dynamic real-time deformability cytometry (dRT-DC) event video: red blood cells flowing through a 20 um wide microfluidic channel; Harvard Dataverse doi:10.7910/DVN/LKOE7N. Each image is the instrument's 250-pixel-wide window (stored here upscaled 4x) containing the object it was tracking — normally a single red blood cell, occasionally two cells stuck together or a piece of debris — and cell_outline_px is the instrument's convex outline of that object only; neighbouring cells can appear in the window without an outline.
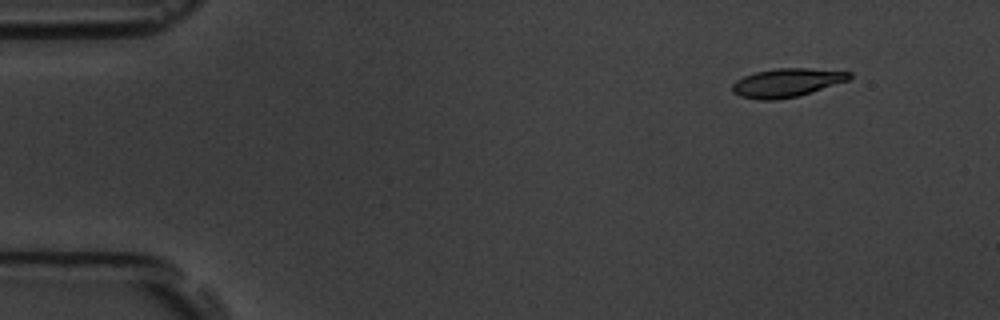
{"species": "common noctule bat (a hibernating species)", "species_latin": "Nyctalus noctula", "temperature_condition": "room temperature", "stored_images_in_passage": 4, "camera_frame_rate_fps": 3000, "um_per_image_px": 0.085, "animal": {"sex": "male", "body_mass_g": 19.5, "forearm_length_mm": 54.6}, "frame": {"image": 1, "passage_image": 1, "time_ms": 0.0, "image_size_px": [1000, 320], "cell_outline_px": [[852, 76], [848, 80], [812, 92], [796, 96], [776, 100], [760, 100], [740, 96], [732, 92], [732, 84], [736, 80], [744, 76], [756, 72], [776, 68], [808, 68], [852, 72]], "centroid_in_image_um": [66.86, 7.03], "position_along_channel_um": 18.1, "area_um2": 19.42}}
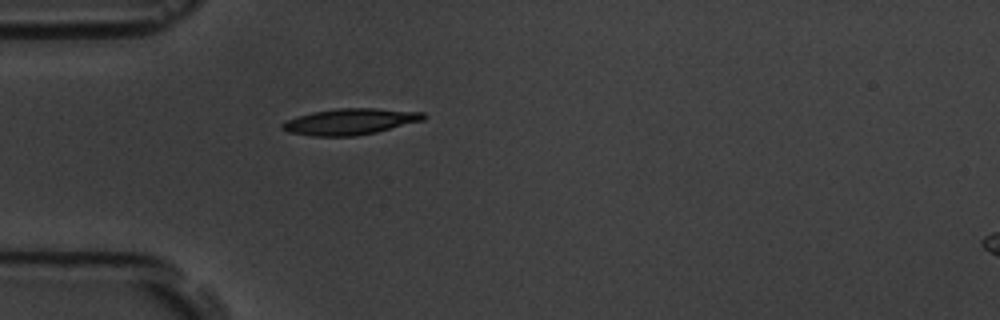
{"frame": {"image": 2, "passage_image": 4, "time_ms": 3.667, "image_size_px": [1000, 320], "cell_outline_px": [[424, 120], [376, 132], [356, 136], [312, 136], [288, 132], [280, 128], [280, 124], [288, 120], [312, 112], [336, 108], [376, 108], [424, 112]], "centroid_in_image_um": [29.75, 10.34], "position_along_channel_um": 55.2, "area_um2": 21.44}}